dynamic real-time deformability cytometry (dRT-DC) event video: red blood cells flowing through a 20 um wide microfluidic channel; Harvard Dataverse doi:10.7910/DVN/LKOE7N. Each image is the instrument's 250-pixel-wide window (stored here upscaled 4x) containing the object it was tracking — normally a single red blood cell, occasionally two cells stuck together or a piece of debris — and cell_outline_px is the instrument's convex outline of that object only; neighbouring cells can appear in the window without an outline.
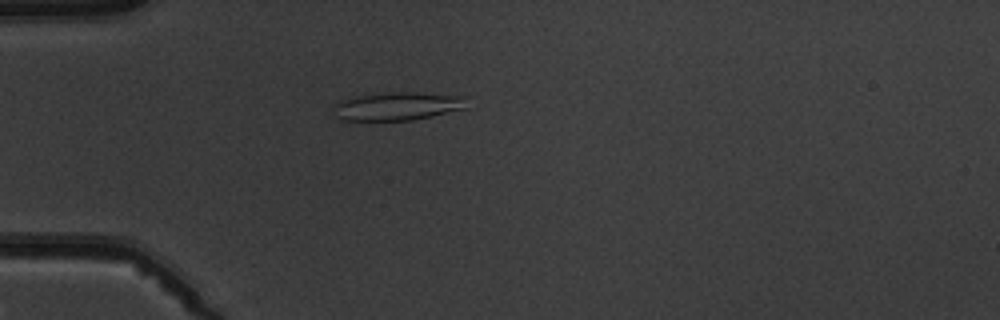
{"species": "common noctule bat (a hibernating species)", "species_latin": "Nyctalus noctula", "temperature_condition": "warm", "stored_images_in_passage": 5, "camera_frame_rate_fps": 3000, "um_per_image_px": 0.085, "animal": {"sex": "male", "body_mass_g": 19.5, "forearm_length_mm": 54.6}, "frame": {"image": 1, "passage_image": 5, "time_ms": 4.667, "image_size_px": [1000, 320], "cell_outline_px": [[468, 108], [432, 116], [412, 120], [344, 120], [332, 116], [332, 104], [340, 100], [352, 96], [388, 92], [416, 92], [468, 96]], "centroid_in_image_um": [33.77, 9.01], "position_along_channel_um": 51.2, "area_um2": 22.6}}